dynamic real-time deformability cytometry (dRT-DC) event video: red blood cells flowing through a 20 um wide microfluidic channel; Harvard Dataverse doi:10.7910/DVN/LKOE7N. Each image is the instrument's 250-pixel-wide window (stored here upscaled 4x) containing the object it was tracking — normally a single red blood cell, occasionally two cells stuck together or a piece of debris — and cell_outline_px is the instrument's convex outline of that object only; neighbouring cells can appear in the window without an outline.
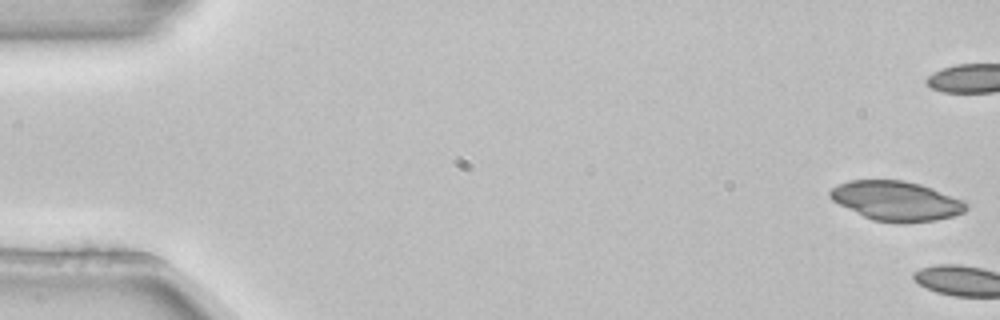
{"species": "common noctule bat (a hibernating species)", "species_latin": "Nyctalus noctula", "temperature_condition": "room temperature", "stored_images_in_passage": 4, "camera_frame_rate_fps": 3000, "um_per_image_px": 0.085, "animal": {"sex": "female", "body_mass_g": 22.7, "forearm_length_mm": 54.2}, "frame": {"image": 1, "passage_image": 1, "time_ms": 0.0, "image_size_px": [1000, 320], "cell_outline_px": [[968, 208], [964, 212], [952, 216], [936, 220], [904, 224], [900, 224], [872, 220], [832, 200], [828, 196], [828, 192], [832, 188], [848, 180], [904, 180], [920, 184], [932, 188], [964, 200], [968, 204]], "centroid_in_image_um": [76.21, 17.08], "position_along_channel_um": 8.8, "area_um2": 31.5}}